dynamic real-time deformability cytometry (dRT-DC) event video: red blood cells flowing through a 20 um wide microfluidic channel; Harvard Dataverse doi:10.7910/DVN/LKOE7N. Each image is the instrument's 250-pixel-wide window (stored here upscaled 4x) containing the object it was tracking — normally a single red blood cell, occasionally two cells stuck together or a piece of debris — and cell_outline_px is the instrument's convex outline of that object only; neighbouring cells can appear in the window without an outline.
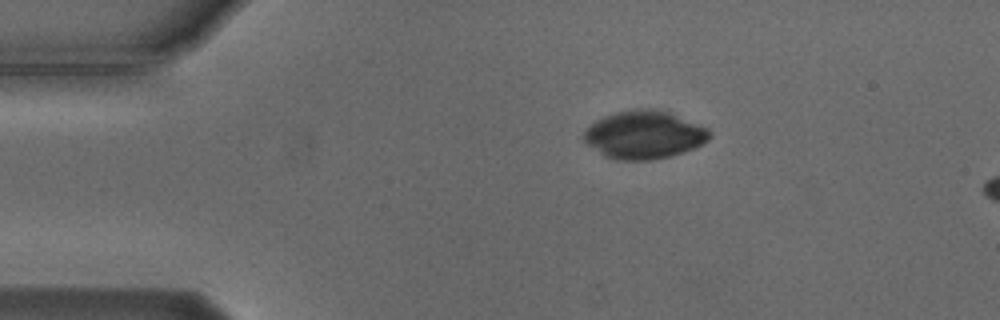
{"species": "Egyptian fruit bat (a non-hibernating species)", "species_latin": "Rousettus aegyptiacus", "temperature_condition": "cold", "stored_images_in_passage": 3, "camera_frame_rate_fps": 3000, "um_per_image_px": 0.085, "animal": {"sex": "male"}, "frame": {"image": 1, "passage_image": 1, "time_ms": 0.0, "image_size_px": [1000, 320], "cell_outline_px": [[712, 136], [704, 144], [668, 156], [648, 160], [620, 160], [604, 156], [588, 144], [580, 136], [596, 120], [604, 116], [616, 112], [632, 108], [660, 108], [708, 128], [712, 132]], "centroid_in_image_um": [54.76, 11.43], "position_along_channel_um": 30.2, "area_um2": 35.26}}